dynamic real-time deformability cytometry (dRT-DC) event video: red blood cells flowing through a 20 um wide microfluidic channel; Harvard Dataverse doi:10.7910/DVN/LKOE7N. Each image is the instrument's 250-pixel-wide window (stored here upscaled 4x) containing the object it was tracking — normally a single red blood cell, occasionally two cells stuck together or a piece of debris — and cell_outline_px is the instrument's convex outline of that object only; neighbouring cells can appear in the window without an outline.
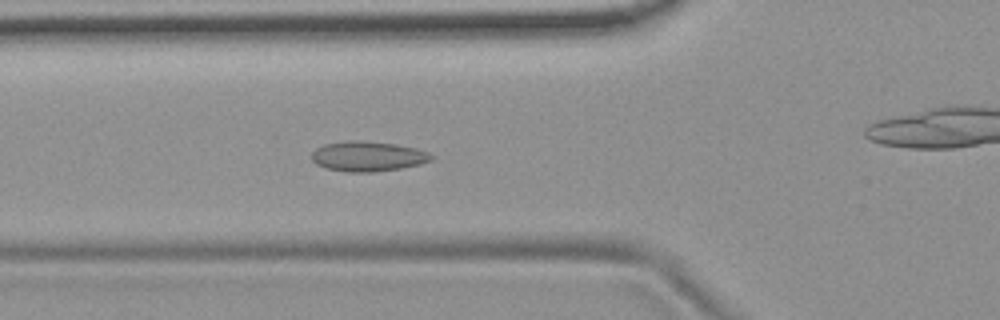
{"species": "common noctule bat (a hibernating species)", "species_latin": "Nyctalus noctula", "temperature_condition": "room temperature", "stored_images_in_passage": 7, "camera_frame_rate_fps": 3000, "um_per_image_px": 0.085, "animal": {"sex": "female", "body_mass_g": 19.9}, "frame": {"image": 1, "passage_image": 6, "time_ms": 1.667, "image_size_px": [1000, 320], "cell_outline_px": [[436, 156], [432, 160], [420, 164], [400, 168], [372, 172], [348, 172], [324, 168], [316, 164], [312, 160], [312, 152], [316, 148], [324, 144], [348, 140], [364, 140], [396, 144], [416, 148], [428, 152]], "centroid_in_image_um": [31.27, 13.28], "position_along_channel_um": 94.5, "area_um2": 21.15}}